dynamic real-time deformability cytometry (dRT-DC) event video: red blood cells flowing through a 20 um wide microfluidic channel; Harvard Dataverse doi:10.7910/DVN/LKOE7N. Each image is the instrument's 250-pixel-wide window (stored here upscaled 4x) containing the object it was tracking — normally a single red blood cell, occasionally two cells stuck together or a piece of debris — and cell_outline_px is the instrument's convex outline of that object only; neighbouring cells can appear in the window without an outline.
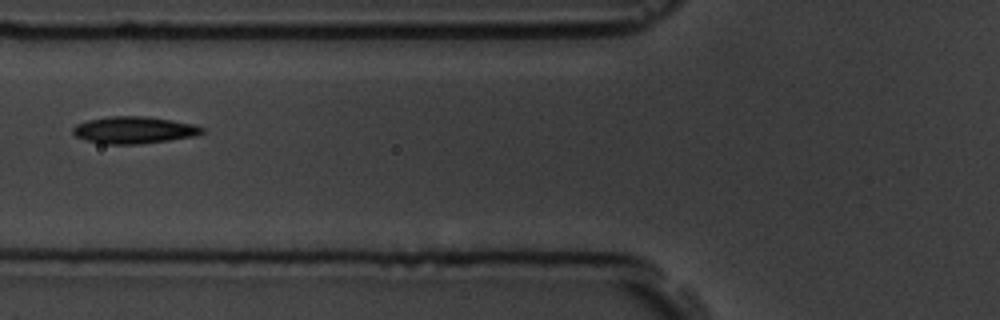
{"species": "common noctule bat (a hibernating species)", "species_latin": "Nyctalus noctula", "temperature_condition": "room temperature", "stored_images_in_passage": 3, "camera_frame_rate_fps": 3000, "um_per_image_px": 0.085, "animal": {"sex": "male", "body_mass_g": 19.5, "forearm_length_mm": 54.6}, "frame": {"image": 1, "passage_image": 3, "time_ms": 2.333, "image_size_px": [1000, 320], "cell_outline_px": [[204, 132], [196, 136], [140, 144], [104, 144], [84, 140], [76, 136], [72, 132], [72, 128], [76, 124], [88, 120], [108, 116], [148, 116], [172, 120], [192, 124], [204, 128]], "centroid_in_image_um": [11.37, 11.05], "position_along_channel_um": 114.4, "area_um2": 20.4}}